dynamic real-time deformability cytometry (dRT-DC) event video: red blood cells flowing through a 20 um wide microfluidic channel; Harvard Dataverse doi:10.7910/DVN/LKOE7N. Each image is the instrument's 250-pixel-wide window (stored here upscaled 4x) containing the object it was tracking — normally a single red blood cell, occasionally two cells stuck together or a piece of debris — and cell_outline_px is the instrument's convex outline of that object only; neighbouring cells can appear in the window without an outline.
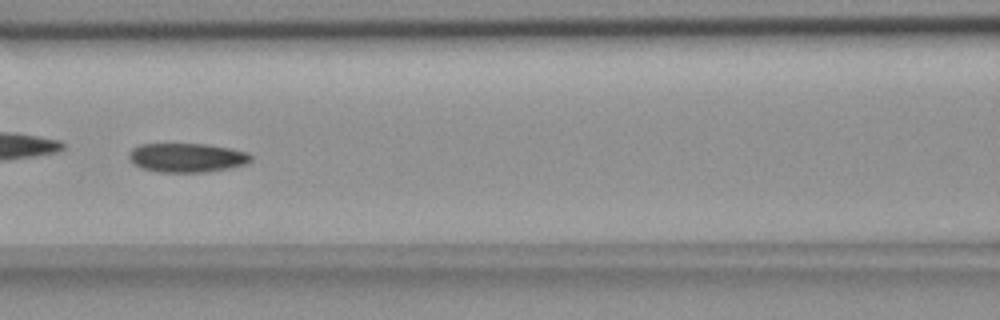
{"species": "common noctule bat (a hibernating species)", "species_latin": "Nyctalus noctula", "temperature_condition": "room temperature", "stored_images_in_passage": 55, "camera_frame_rate_fps": 3000, "um_per_image_px": 0.085, "animal": {"sex": "female", "body_mass_g": 18.4}, "frame": {"image": 1, "passage_image": 24, "time_ms": 7.667, "image_size_px": [1000, 320], "cell_outline_px": [[252, 160], [248, 164], [228, 168], [204, 172], [160, 172], [144, 168], [128, 160], [128, 152], [132, 148], [140, 144], [208, 144], [248, 152], [252, 156]], "centroid_in_image_um": [15.9, 13.39], "position_along_channel_um": 150.7, "area_um2": 20.69}}
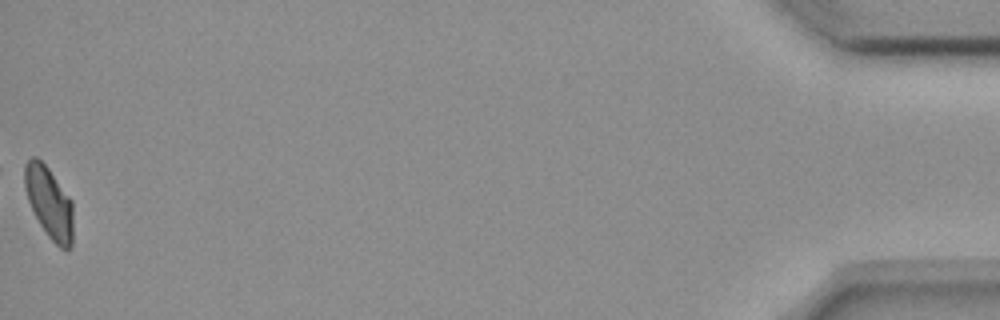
{"frame": {"image": 2, "passage_image": 55, "time_ms": 18.0, "image_size_px": [1000, 320], "cell_outline_px": [[72, 248], [60, 248], [48, 236], [40, 224], [28, 200], [24, 184], [24, 164], [32, 156], [36, 156], [48, 168], [72, 200]], "centroid_in_image_um": [4.17, 17.19], "position_along_channel_um": 431.0, "area_um2": 20.0}, "authors_computed_cell_mechanics": {"area_um2": 20.8658, "velocity_mm_per_s": 3.6572, "shape_relaxation_time_tau1_ms": null, "shape_relaxation_time_tau2_ms": 6.9199, "deformation_change_tau1": null, "deformation_change_tau2": 0.0939}}